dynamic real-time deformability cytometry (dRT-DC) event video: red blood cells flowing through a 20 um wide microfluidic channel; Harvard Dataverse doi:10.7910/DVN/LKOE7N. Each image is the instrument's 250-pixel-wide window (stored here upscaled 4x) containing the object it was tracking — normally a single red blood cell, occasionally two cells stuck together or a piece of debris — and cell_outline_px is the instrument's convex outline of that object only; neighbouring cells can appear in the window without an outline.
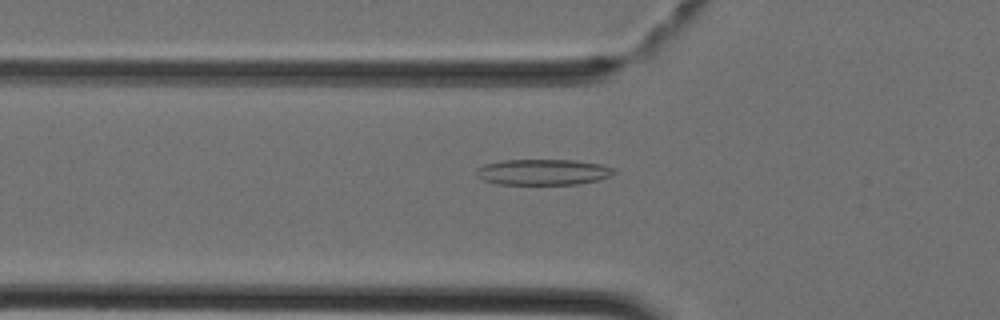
{"species": "Egyptian fruit bat (a non-hibernating species)", "species_latin": "Rousettus aegyptiacus", "temperature_condition": "cold", "stored_images_in_passage": 35, "camera_frame_rate_fps": 3000, "um_per_image_px": 0.085, "animal": {"sex": "female"}, "frame": {"image": 1, "passage_image": 15, "time_ms": 4.667, "image_size_px": [1000, 320], "cell_outline_px": [[616, 172], [612, 176], [600, 180], [580, 184], [496, 184], [484, 180], [476, 176], [476, 168], [484, 164], [500, 160], [576, 160], [604, 164], [616, 168]], "centroid_in_image_um": [46.21, 14.62], "position_along_channel_um": 79.6, "area_um2": 21.15}}
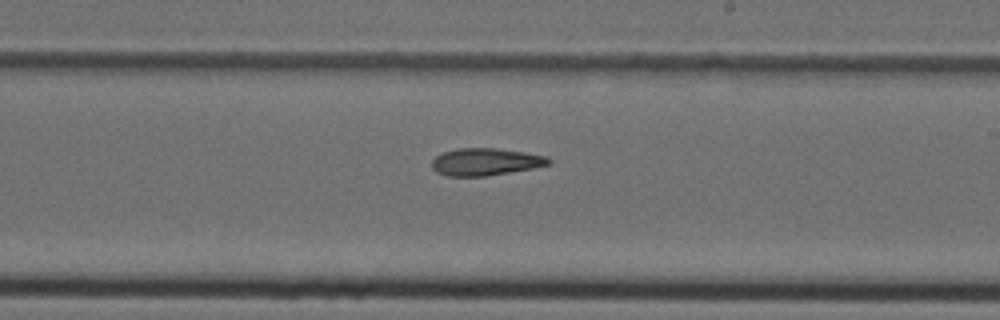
{"frame": {"image": 2, "passage_image": 26, "time_ms": 8.333, "image_size_px": [1000, 320], "cell_outline_px": [[552, 164], [532, 168], [484, 176], [448, 176], [436, 172], [432, 168], [432, 160], [436, 156], [444, 152], [456, 148], [496, 148], [524, 152], [548, 156], [552, 160]], "centroid_in_image_um": [41.28, 13.75], "position_along_channel_um": 247.7, "area_um2": 18.55}}
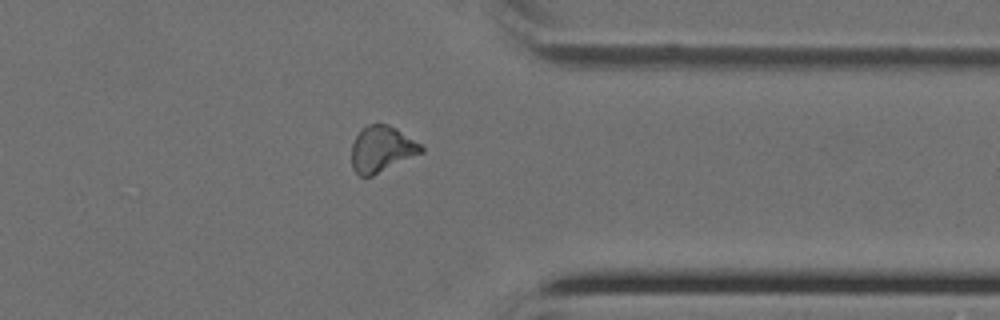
{"frame": {"image": 3, "passage_image": 35, "time_ms": 11.333, "image_size_px": [1000, 320], "cell_outline_px": [[424, 152], [372, 176], [360, 176], [352, 168], [352, 144], [360, 128], [368, 124], [388, 124], [396, 128], [420, 144], [424, 148]], "centroid_in_image_um": [32.43, 12.67], "position_along_channel_um": 379.0, "area_um2": 18.67}}